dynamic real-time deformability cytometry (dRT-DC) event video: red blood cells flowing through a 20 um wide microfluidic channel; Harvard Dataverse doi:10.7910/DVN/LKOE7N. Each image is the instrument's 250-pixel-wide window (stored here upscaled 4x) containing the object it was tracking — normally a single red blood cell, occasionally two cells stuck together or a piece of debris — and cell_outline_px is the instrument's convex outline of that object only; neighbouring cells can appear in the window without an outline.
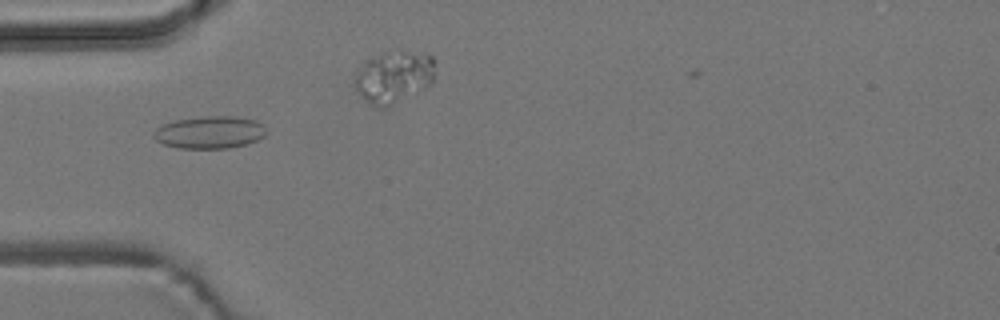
{"species": "common noctule bat (a hibernating species)", "species_latin": "Nyctalus noctula", "temperature_condition": "room temperature", "stored_images_in_passage": 8, "camera_frame_rate_fps": 3000, "um_per_image_px": 0.085, "animal": {"sex": "male", "body_mass_g": 19.2, "forearm_length_mm": 51.8}, "frame": {"image": 1, "passage_image": 5, "time_ms": 4.667, "image_size_px": [1000, 320], "cell_outline_px": [[268, 132], [264, 136], [256, 140], [244, 144], [228, 148], [180, 148], [164, 144], [156, 140], [152, 136], [152, 132], [156, 128], [164, 124], [176, 120], [208, 116], [236, 116], [256, 120]], "centroid_in_image_um": [17.81, 11.24], "position_along_channel_um": 67.2, "area_um2": 21.1}}
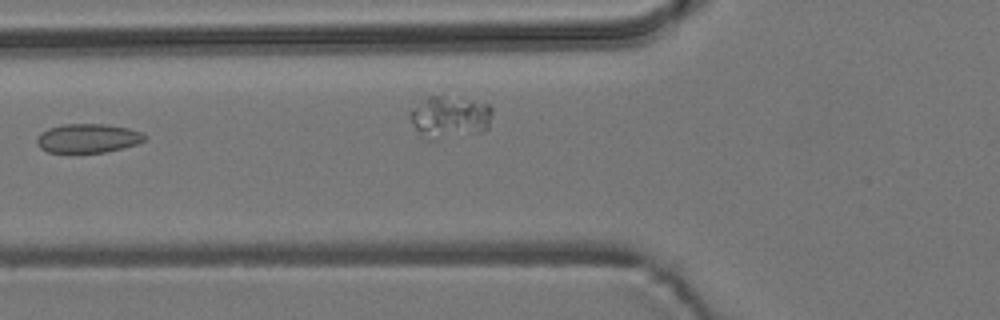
{"frame": {"image": 2, "passage_image": 6, "time_ms": 6.0, "image_size_px": [1000, 320], "cell_outline_px": [[148, 140], [136, 144], [104, 152], [48, 152], [40, 148], [36, 140], [36, 136], [40, 132], [48, 128], [64, 124], [108, 124], [128, 128], [140, 132], [148, 136]], "centroid_in_image_um": [7.47, 11.74], "position_along_channel_um": 118.3, "area_um2": 18.26}}
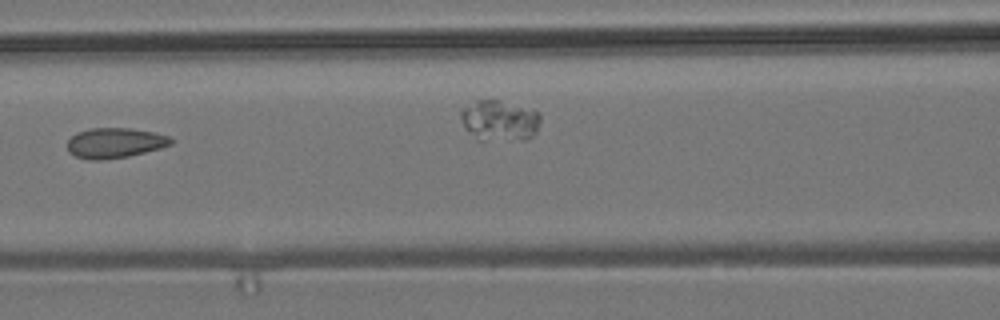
{"frame": {"image": 3, "passage_image": 7, "time_ms": 7.0, "image_size_px": [1000, 320], "cell_outline_px": [[172, 144], [160, 148], [128, 156], [100, 160], [88, 160], [76, 156], [68, 152], [68, 140], [76, 132], [88, 128], [128, 128], [152, 132], [168, 136], [172, 140]], "centroid_in_image_um": [9.72, 12.14], "position_along_channel_um": 156.9, "area_um2": 18.09}}